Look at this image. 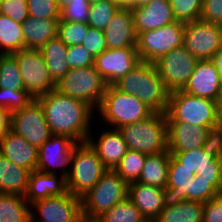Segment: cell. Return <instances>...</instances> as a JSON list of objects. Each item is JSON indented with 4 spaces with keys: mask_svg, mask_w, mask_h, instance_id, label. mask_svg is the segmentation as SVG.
Wrapping results in <instances>:
<instances>
[{
    "mask_svg": "<svg viewBox=\"0 0 222 222\" xmlns=\"http://www.w3.org/2000/svg\"><path fill=\"white\" fill-rule=\"evenodd\" d=\"M52 135L66 136L76 144L86 143L96 111L87 103L54 89L37 98ZM95 113V114H94Z\"/></svg>",
    "mask_w": 222,
    "mask_h": 222,
    "instance_id": "6da1fadb",
    "label": "cell"
},
{
    "mask_svg": "<svg viewBox=\"0 0 222 222\" xmlns=\"http://www.w3.org/2000/svg\"><path fill=\"white\" fill-rule=\"evenodd\" d=\"M113 86L121 92L137 97L155 113H166L168 109L170 91L153 63L140 61Z\"/></svg>",
    "mask_w": 222,
    "mask_h": 222,
    "instance_id": "7a4b0ae2",
    "label": "cell"
},
{
    "mask_svg": "<svg viewBox=\"0 0 222 222\" xmlns=\"http://www.w3.org/2000/svg\"><path fill=\"white\" fill-rule=\"evenodd\" d=\"M98 112V113H97ZM96 116L110 128H120L148 118L153 111L137 97L119 91L113 85H108Z\"/></svg>",
    "mask_w": 222,
    "mask_h": 222,
    "instance_id": "3957f363",
    "label": "cell"
},
{
    "mask_svg": "<svg viewBox=\"0 0 222 222\" xmlns=\"http://www.w3.org/2000/svg\"><path fill=\"white\" fill-rule=\"evenodd\" d=\"M128 149L146 155L168 150L165 113L153 112L148 118L118 128Z\"/></svg>",
    "mask_w": 222,
    "mask_h": 222,
    "instance_id": "277c9868",
    "label": "cell"
},
{
    "mask_svg": "<svg viewBox=\"0 0 222 222\" xmlns=\"http://www.w3.org/2000/svg\"><path fill=\"white\" fill-rule=\"evenodd\" d=\"M167 121H178L211 128L216 121V101L188 94L182 90L170 92Z\"/></svg>",
    "mask_w": 222,
    "mask_h": 222,
    "instance_id": "5b68a950",
    "label": "cell"
},
{
    "mask_svg": "<svg viewBox=\"0 0 222 222\" xmlns=\"http://www.w3.org/2000/svg\"><path fill=\"white\" fill-rule=\"evenodd\" d=\"M107 170L87 142L77 144L73 149L70 172L66 177L67 191L81 198Z\"/></svg>",
    "mask_w": 222,
    "mask_h": 222,
    "instance_id": "8992f818",
    "label": "cell"
},
{
    "mask_svg": "<svg viewBox=\"0 0 222 222\" xmlns=\"http://www.w3.org/2000/svg\"><path fill=\"white\" fill-rule=\"evenodd\" d=\"M129 183L115 170L108 169L100 180L81 197L82 214L98 218L128 198Z\"/></svg>",
    "mask_w": 222,
    "mask_h": 222,
    "instance_id": "52a82bcc",
    "label": "cell"
},
{
    "mask_svg": "<svg viewBox=\"0 0 222 222\" xmlns=\"http://www.w3.org/2000/svg\"><path fill=\"white\" fill-rule=\"evenodd\" d=\"M108 84L93 66L70 69L56 83V90L64 95L89 104L95 111L99 107Z\"/></svg>",
    "mask_w": 222,
    "mask_h": 222,
    "instance_id": "ba28073f",
    "label": "cell"
},
{
    "mask_svg": "<svg viewBox=\"0 0 222 222\" xmlns=\"http://www.w3.org/2000/svg\"><path fill=\"white\" fill-rule=\"evenodd\" d=\"M185 23L176 21L159 29L137 35V53L141 61L154 63L184 42Z\"/></svg>",
    "mask_w": 222,
    "mask_h": 222,
    "instance_id": "9c48e42d",
    "label": "cell"
},
{
    "mask_svg": "<svg viewBox=\"0 0 222 222\" xmlns=\"http://www.w3.org/2000/svg\"><path fill=\"white\" fill-rule=\"evenodd\" d=\"M12 55L18 62L24 89L34 99L56 89L40 49L24 48Z\"/></svg>",
    "mask_w": 222,
    "mask_h": 222,
    "instance_id": "30bf717a",
    "label": "cell"
},
{
    "mask_svg": "<svg viewBox=\"0 0 222 222\" xmlns=\"http://www.w3.org/2000/svg\"><path fill=\"white\" fill-rule=\"evenodd\" d=\"M10 130L37 148L52 136L44 109L37 99L23 109L11 113Z\"/></svg>",
    "mask_w": 222,
    "mask_h": 222,
    "instance_id": "8fae6325",
    "label": "cell"
},
{
    "mask_svg": "<svg viewBox=\"0 0 222 222\" xmlns=\"http://www.w3.org/2000/svg\"><path fill=\"white\" fill-rule=\"evenodd\" d=\"M183 46L198 60L213 59L222 47L221 25L201 19L185 23Z\"/></svg>",
    "mask_w": 222,
    "mask_h": 222,
    "instance_id": "7c38bea8",
    "label": "cell"
},
{
    "mask_svg": "<svg viewBox=\"0 0 222 222\" xmlns=\"http://www.w3.org/2000/svg\"><path fill=\"white\" fill-rule=\"evenodd\" d=\"M198 59L184 46L173 49L153 64L170 92L182 90L192 75Z\"/></svg>",
    "mask_w": 222,
    "mask_h": 222,
    "instance_id": "4fadbf2b",
    "label": "cell"
},
{
    "mask_svg": "<svg viewBox=\"0 0 222 222\" xmlns=\"http://www.w3.org/2000/svg\"><path fill=\"white\" fill-rule=\"evenodd\" d=\"M31 222H75L82 214L81 198L67 191L30 204Z\"/></svg>",
    "mask_w": 222,
    "mask_h": 222,
    "instance_id": "5bb4252c",
    "label": "cell"
},
{
    "mask_svg": "<svg viewBox=\"0 0 222 222\" xmlns=\"http://www.w3.org/2000/svg\"><path fill=\"white\" fill-rule=\"evenodd\" d=\"M76 145L69 137L52 135L38 148L37 170L49 174L59 173L67 177L70 172L73 149ZM57 167L60 172L57 171Z\"/></svg>",
    "mask_w": 222,
    "mask_h": 222,
    "instance_id": "9a60e30c",
    "label": "cell"
},
{
    "mask_svg": "<svg viewBox=\"0 0 222 222\" xmlns=\"http://www.w3.org/2000/svg\"><path fill=\"white\" fill-rule=\"evenodd\" d=\"M140 61L136 47L107 48L94 59V67L108 85H113Z\"/></svg>",
    "mask_w": 222,
    "mask_h": 222,
    "instance_id": "2e32d148",
    "label": "cell"
},
{
    "mask_svg": "<svg viewBox=\"0 0 222 222\" xmlns=\"http://www.w3.org/2000/svg\"><path fill=\"white\" fill-rule=\"evenodd\" d=\"M170 154L181 163V167L210 180V184L222 194V158L205 154L202 147Z\"/></svg>",
    "mask_w": 222,
    "mask_h": 222,
    "instance_id": "e0dca14e",
    "label": "cell"
},
{
    "mask_svg": "<svg viewBox=\"0 0 222 222\" xmlns=\"http://www.w3.org/2000/svg\"><path fill=\"white\" fill-rule=\"evenodd\" d=\"M182 91L217 101L222 97V81L212 59L198 60Z\"/></svg>",
    "mask_w": 222,
    "mask_h": 222,
    "instance_id": "ac0fdd59",
    "label": "cell"
},
{
    "mask_svg": "<svg viewBox=\"0 0 222 222\" xmlns=\"http://www.w3.org/2000/svg\"><path fill=\"white\" fill-rule=\"evenodd\" d=\"M105 128L107 129L100 132L97 139L94 137L95 133H90L87 143L97 153L104 166L114 170L127 153L128 147L119 129H108V126Z\"/></svg>",
    "mask_w": 222,
    "mask_h": 222,
    "instance_id": "d6986e66",
    "label": "cell"
},
{
    "mask_svg": "<svg viewBox=\"0 0 222 222\" xmlns=\"http://www.w3.org/2000/svg\"><path fill=\"white\" fill-rule=\"evenodd\" d=\"M131 12L137 35L177 21L169 0H152L148 4L131 8Z\"/></svg>",
    "mask_w": 222,
    "mask_h": 222,
    "instance_id": "ffe728a7",
    "label": "cell"
},
{
    "mask_svg": "<svg viewBox=\"0 0 222 222\" xmlns=\"http://www.w3.org/2000/svg\"><path fill=\"white\" fill-rule=\"evenodd\" d=\"M109 49L137 47V34L131 8H119L104 29Z\"/></svg>",
    "mask_w": 222,
    "mask_h": 222,
    "instance_id": "44dd1931",
    "label": "cell"
},
{
    "mask_svg": "<svg viewBox=\"0 0 222 222\" xmlns=\"http://www.w3.org/2000/svg\"><path fill=\"white\" fill-rule=\"evenodd\" d=\"M208 128L178 121H167L168 151L180 153L202 147Z\"/></svg>",
    "mask_w": 222,
    "mask_h": 222,
    "instance_id": "7402d4cb",
    "label": "cell"
},
{
    "mask_svg": "<svg viewBox=\"0 0 222 222\" xmlns=\"http://www.w3.org/2000/svg\"><path fill=\"white\" fill-rule=\"evenodd\" d=\"M0 153L15 165L37 170L38 148L11 130L0 138Z\"/></svg>",
    "mask_w": 222,
    "mask_h": 222,
    "instance_id": "603a6c76",
    "label": "cell"
},
{
    "mask_svg": "<svg viewBox=\"0 0 222 222\" xmlns=\"http://www.w3.org/2000/svg\"><path fill=\"white\" fill-rule=\"evenodd\" d=\"M164 188L139 183H129L128 198L140 210L145 219H157L163 205Z\"/></svg>",
    "mask_w": 222,
    "mask_h": 222,
    "instance_id": "cb8c5ba5",
    "label": "cell"
},
{
    "mask_svg": "<svg viewBox=\"0 0 222 222\" xmlns=\"http://www.w3.org/2000/svg\"><path fill=\"white\" fill-rule=\"evenodd\" d=\"M66 192V177L60 174H49L34 170L29 176L25 199L31 204L34 201L52 196H60Z\"/></svg>",
    "mask_w": 222,
    "mask_h": 222,
    "instance_id": "d4e9b609",
    "label": "cell"
},
{
    "mask_svg": "<svg viewBox=\"0 0 222 222\" xmlns=\"http://www.w3.org/2000/svg\"><path fill=\"white\" fill-rule=\"evenodd\" d=\"M195 175L181 167V163L173 155L170 156L168 182L163 193L164 207L174 206L187 200L188 186Z\"/></svg>",
    "mask_w": 222,
    "mask_h": 222,
    "instance_id": "484cf974",
    "label": "cell"
},
{
    "mask_svg": "<svg viewBox=\"0 0 222 222\" xmlns=\"http://www.w3.org/2000/svg\"><path fill=\"white\" fill-rule=\"evenodd\" d=\"M59 19L28 17L22 23L24 48L40 49L58 36Z\"/></svg>",
    "mask_w": 222,
    "mask_h": 222,
    "instance_id": "4316f807",
    "label": "cell"
},
{
    "mask_svg": "<svg viewBox=\"0 0 222 222\" xmlns=\"http://www.w3.org/2000/svg\"><path fill=\"white\" fill-rule=\"evenodd\" d=\"M31 171L15 165L0 153V193L25 196Z\"/></svg>",
    "mask_w": 222,
    "mask_h": 222,
    "instance_id": "83f0119b",
    "label": "cell"
},
{
    "mask_svg": "<svg viewBox=\"0 0 222 222\" xmlns=\"http://www.w3.org/2000/svg\"><path fill=\"white\" fill-rule=\"evenodd\" d=\"M170 156L171 154L168 150L147 155L137 182L166 188Z\"/></svg>",
    "mask_w": 222,
    "mask_h": 222,
    "instance_id": "f1b7e54d",
    "label": "cell"
},
{
    "mask_svg": "<svg viewBox=\"0 0 222 222\" xmlns=\"http://www.w3.org/2000/svg\"><path fill=\"white\" fill-rule=\"evenodd\" d=\"M52 80L55 83L70 70L66 56L68 46L58 36L52 38L40 48Z\"/></svg>",
    "mask_w": 222,
    "mask_h": 222,
    "instance_id": "f546056e",
    "label": "cell"
},
{
    "mask_svg": "<svg viewBox=\"0 0 222 222\" xmlns=\"http://www.w3.org/2000/svg\"><path fill=\"white\" fill-rule=\"evenodd\" d=\"M0 222H31L30 204L25 196L0 193Z\"/></svg>",
    "mask_w": 222,
    "mask_h": 222,
    "instance_id": "4dcf8cb0",
    "label": "cell"
},
{
    "mask_svg": "<svg viewBox=\"0 0 222 222\" xmlns=\"http://www.w3.org/2000/svg\"><path fill=\"white\" fill-rule=\"evenodd\" d=\"M157 222H202L203 203L185 200L174 206H167L156 219Z\"/></svg>",
    "mask_w": 222,
    "mask_h": 222,
    "instance_id": "1f68e13d",
    "label": "cell"
},
{
    "mask_svg": "<svg viewBox=\"0 0 222 222\" xmlns=\"http://www.w3.org/2000/svg\"><path fill=\"white\" fill-rule=\"evenodd\" d=\"M24 49L22 24L0 14V53L12 54Z\"/></svg>",
    "mask_w": 222,
    "mask_h": 222,
    "instance_id": "d6a6232c",
    "label": "cell"
},
{
    "mask_svg": "<svg viewBox=\"0 0 222 222\" xmlns=\"http://www.w3.org/2000/svg\"><path fill=\"white\" fill-rule=\"evenodd\" d=\"M0 88L25 90L18 62L12 54L0 56Z\"/></svg>",
    "mask_w": 222,
    "mask_h": 222,
    "instance_id": "836d02e7",
    "label": "cell"
},
{
    "mask_svg": "<svg viewBox=\"0 0 222 222\" xmlns=\"http://www.w3.org/2000/svg\"><path fill=\"white\" fill-rule=\"evenodd\" d=\"M144 219L129 198L117 203L98 217L99 222H141Z\"/></svg>",
    "mask_w": 222,
    "mask_h": 222,
    "instance_id": "e575fe53",
    "label": "cell"
},
{
    "mask_svg": "<svg viewBox=\"0 0 222 222\" xmlns=\"http://www.w3.org/2000/svg\"><path fill=\"white\" fill-rule=\"evenodd\" d=\"M146 154L128 149L115 171L128 183L137 181L144 167Z\"/></svg>",
    "mask_w": 222,
    "mask_h": 222,
    "instance_id": "d590c367",
    "label": "cell"
},
{
    "mask_svg": "<svg viewBox=\"0 0 222 222\" xmlns=\"http://www.w3.org/2000/svg\"><path fill=\"white\" fill-rule=\"evenodd\" d=\"M119 8L113 0H103L91 4L88 25L104 30Z\"/></svg>",
    "mask_w": 222,
    "mask_h": 222,
    "instance_id": "8d00e7d4",
    "label": "cell"
},
{
    "mask_svg": "<svg viewBox=\"0 0 222 222\" xmlns=\"http://www.w3.org/2000/svg\"><path fill=\"white\" fill-rule=\"evenodd\" d=\"M174 16L180 22L199 20L203 0H169Z\"/></svg>",
    "mask_w": 222,
    "mask_h": 222,
    "instance_id": "74e56055",
    "label": "cell"
},
{
    "mask_svg": "<svg viewBox=\"0 0 222 222\" xmlns=\"http://www.w3.org/2000/svg\"><path fill=\"white\" fill-rule=\"evenodd\" d=\"M88 28L87 23L59 21L58 37L67 46L81 45Z\"/></svg>",
    "mask_w": 222,
    "mask_h": 222,
    "instance_id": "f35d334b",
    "label": "cell"
},
{
    "mask_svg": "<svg viewBox=\"0 0 222 222\" xmlns=\"http://www.w3.org/2000/svg\"><path fill=\"white\" fill-rule=\"evenodd\" d=\"M221 194L210 180H205L199 175H195L190 181L187 190V200L205 203L206 201Z\"/></svg>",
    "mask_w": 222,
    "mask_h": 222,
    "instance_id": "ab89813d",
    "label": "cell"
},
{
    "mask_svg": "<svg viewBox=\"0 0 222 222\" xmlns=\"http://www.w3.org/2000/svg\"><path fill=\"white\" fill-rule=\"evenodd\" d=\"M35 100L26 90H10L0 88V107L10 113L23 109Z\"/></svg>",
    "mask_w": 222,
    "mask_h": 222,
    "instance_id": "60d3db41",
    "label": "cell"
},
{
    "mask_svg": "<svg viewBox=\"0 0 222 222\" xmlns=\"http://www.w3.org/2000/svg\"><path fill=\"white\" fill-rule=\"evenodd\" d=\"M91 4L87 0H71L70 4L60 10L59 21L87 23Z\"/></svg>",
    "mask_w": 222,
    "mask_h": 222,
    "instance_id": "b9f144b4",
    "label": "cell"
},
{
    "mask_svg": "<svg viewBox=\"0 0 222 222\" xmlns=\"http://www.w3.org/2000/svg\"><path fill=\"white\" fill-rule=\"evenodd\" d=\"M29 17L60 19L56 0H27Z\"/></svg>",
    "mask_w": 222,
    "mask_h": 222,
    "instance_id": "7bdbcfd3",
    "label": "cell"
},
{
    "mask_svg": "<svg viewBox=\"0 0 222 222\" xmlns=\"http://www.w3.org/2000/svg\"><path fill=\"white\" fill-rule=\"evenodd\" d=\"M0 14L22 24L29 17L27 0H2Z\"/></svg>",
    "mask_w": 222,
    "mask_h": 222,
    "instance_id": "ee69618b",
    "label": "cell"
},
{
    "mask_svg": "<svg viewBox=\"0 0 222 222\" xmlns=\"http://www.w3.org/2000/svg\"><path fill=\"white\" fill-rule=\"evenodd\" d=\"M81 45L84 46L92 57L96 58L107 49L104 30L89 26L87 35Z\"/></svg>",
    "mask_w": 222,
    "mask_h": 222,
    "instance_id": "f6af8a7d",
    "label": "cell"
},
{
    "mask_svg": "<svg viewBox=\"0 0 222 222\" xmlns=\"http://www.w3.org/2000/svg\"><path fill=\"white\" fill-rule=\"evenodd\" d=\"M67 62L70 69L83 68L94 65V57L82 45L68 46Z\"/></svg>",
    "mask_w": 222,
    "mask_h": 222,
    "instance_id": "bcb514c9",
    "label": "cell"
},
{
    "mask_svg": "<svg viewBox=\"0 0 222 222\" xmlns=\"http://www.w3.org/2000/svg\"><path fill=\"white\" fill-rule=\"evenodd\" d=\"M202 148L205 154L222 158V129L216 126L209 128Z\"/></svg>",
    "mask_w": 222,
    "mask_h": 222,
    "instance_id": "7dc6e473",
    "label": "cell"
},
{
    "mask_svg": "<svg viewBox=\"0 0 222 222\" xmlns=\"http://www.w3.org/2000/svg\"><path fill=\"white\" fill-rule=\"evenodd\" d=\"M200 19L222 25V0H203Z\"/></svg>",
    "mask_w": 222,
    "mask_h": 222,
    "instance_id": "c3c4849f",
    "label": "cell"
},
{
    "mask_svg": "<svg viewBox=\"0 0 222 222\" xmlns=\"http://www.w3.org/2000/svg\"><path fill=\"white\" fill-rule=\"evenodd\" d=\"M202 222H222V194L203 203Z\"/></svg>",
    "mask_w": 222,
    "mask_h": 222,
    "instance_id": "681fc988",
    "label": "cell"
},
{
    "mask_svg": "<svg viewBox=\"0 0 222 222\" xmlns=\"http://www.w3.org/2000/svg\"><path fill=\"white\" fill-rule=\"evenodd\" d=\"M11 113L3 107H0V138L10 130Z\"/></svg>",
    "mask_w": 222,
    "mask_h": 222,
    "instance_id": "f907efd6",
    "label": "cell"
},
{
    "mask_svg": "<svg viewBox=\"0 0 222 222\" xmlns=\"http://www.w3.org/2000/svg\"><path fill=\"white\" fill-rule=\"evenodd\" d=\"M215 126L222 129V97L216 101V121Z\"/></svg>",
    "mask_w": 222,
    "mask_h": 222,
    "instance_id": "816d5d0a",
    "label": "cell"
},
{
    "mask_svg": "<svg viewBox=\"0 0 222 222\" xmlns=\"http://www.w3.org/2000/svg\"><path fill=\"white\" fill-rule=\"evenodd\" d=\"M212 60L216 65L217 71L219 72L220 79L222 81V47L216 52Z\"/></svg>",
    "mask_w": 222,
    "mask_h": 222,
    "instance_id": "f5cc1de1",
    "label": "cell"
},
{
    "mask_svg": "<svg viewBox=\"0 0 222 222\" xmlns=\"http://www.w3.org/2000/svg\"><path fill=\"white\" fill-rule=\"evenodd\" d=\"M121 8H134V0H113Z\"/></svg>",
    "mask_w": 222,
    "mask_h": 222,
    "instance_id": "db71d44e",
    "label": "cell"
},
{
    "mask_svg": "<svg viewBox=\"0 0 222 222\" xmlns=\"http://www.w3.org/2000/svg\"><path fill=\"white\" fill-rule=\"evenodd\" d=\"M75 222H99L98 218L88 217L86 215L81 214Z\"/></svg>",
    "mask_w": 222,
    "mask_h": 222,
    "instance_id": "11a10c76",
    "label": "cell"
},
{
    "mask_svg": "<svg viewBox=\"0 0 222 222\" xmlns=\"http://www.w3.org/2000/svg\"><path fill=\"white\" fill-rule=\"evenodd\" d=\"M71 0H56L58 7L60 8V10L65 7L66 5L70 4Z\"/></svg>",
    "mask_w": 222,
    "mask_h": 222,
    "instance_id": "9f6ffc18",
    "label": "cell"
},
{
    "mask_svg": "<svg viewBox=\"0 0 222 222\" xmlns=\"http://www.w3.org/2000/svg\"><path fill=\"white\" fill-rule=\"evenodd\" d=\"M151 1H152V0H134V7L148 4V3L151 2Z\"/></svg>",
    "mask_w": 222,
    "mask_h": 222,
    "instance_id": "6f0895ef",
    "label": "cell"
},
{
    "mask_svg": "<svg viewBox=\"0 0 222 222\" xmlns=\"http://www.w3.org/2000/svg\"><path fill=\"white\" fill-rule=\"evenodd\" d=\"M141 222H157L156 219H144Z\"/></svg>",
    "mask_w": 222,
    "mask_h": 222,
    "instance_id": "680465c9",
    "label": "cell"
},
{
    "mask_svg": "<svg viewBox=\"0 0 222 222\" xmlns=\"http://www.w3.org/2000/svg\"><path fill=\"white\" fill-rule=\"evenodd\" d=\"M99 1H103V0H87V2H89L90 4H93V3H96V2H99Z\"/></svg>",
    "mask_w": 222,
    "mask_h": 222,
    "instance_id": "91938a15",
    "label": "cell"
}]
</instances>
